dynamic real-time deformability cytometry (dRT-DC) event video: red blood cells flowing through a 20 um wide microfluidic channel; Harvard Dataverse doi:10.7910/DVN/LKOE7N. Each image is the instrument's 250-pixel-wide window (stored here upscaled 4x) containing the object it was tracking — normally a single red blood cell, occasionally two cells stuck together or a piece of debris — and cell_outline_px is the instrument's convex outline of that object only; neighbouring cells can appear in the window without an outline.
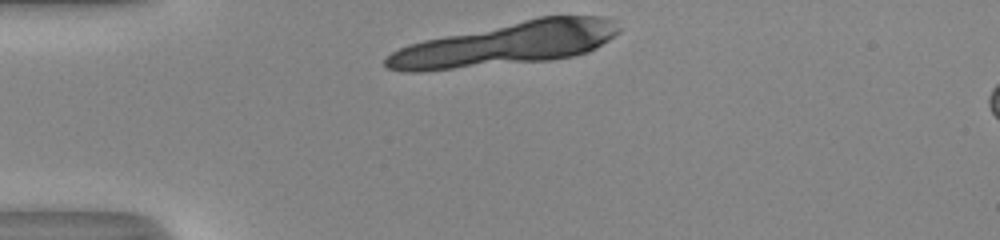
{"species": "human", "species_latin": "Homo sapiens", "temperature_condition": "room temperature", "stored_images_in_passage": 27, "camera_frame_rate_fps": 3000, "um_per_image_px": 0.085, "donor": {"sex": "male"}, "frame": {"image": 1, "passage_image": 1, "time_ms": 0.0, "image_size_px": [1000, 240], "cell_outline_px": [[620, 32], [596, 48], [588, 52], [572, 56], [552, 60], [424, 72], [404, 72], [388, 68], [384, 64], [384, 60], [392, 52], [408, 44], [424, 40], [540, 16], [604, 16], [612, 20], [620, 28]], "centroid_in_image_um": [43.02, 3.76], "position_along_channel_um": 42.0, "area_um2": 58.96}}